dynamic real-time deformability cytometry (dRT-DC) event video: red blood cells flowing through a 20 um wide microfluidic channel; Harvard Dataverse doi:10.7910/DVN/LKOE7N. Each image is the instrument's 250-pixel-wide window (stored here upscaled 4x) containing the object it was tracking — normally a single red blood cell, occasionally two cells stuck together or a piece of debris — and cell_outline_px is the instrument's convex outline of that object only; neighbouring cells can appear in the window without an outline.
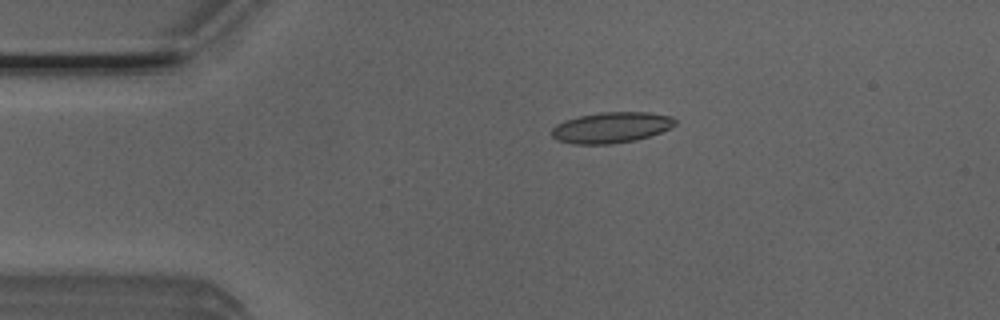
{"species": "Egyptian fruit bat (a non-hibernating species)", "species_latin": "Rousettus aegyptiacus", "temperature_condition": "room temperature", "stored_images_in_passage": 4, "camera_frame_rate_fps": 3000, "um_per_image_px": 0.085, "animal": {"sex": "male"}, "frame": {"image": 1, "passage_image": 4, "time_ms": 1.0, "image_size_px": [1000, 320], "cell_outline_px": [[676, 124], [672, 128], [636, 140], [612, 144], [572, 144], [556, 140], [552, 136], [552, 128], [556, 124], [564, 120], [580, 116], [600, 112], [648, 112], [672, 116], [676, 120]], "centroid_in_image_um": [51.96, 10.84], "position_along_channel_um": 33.0, "area_um2": 22.31}}